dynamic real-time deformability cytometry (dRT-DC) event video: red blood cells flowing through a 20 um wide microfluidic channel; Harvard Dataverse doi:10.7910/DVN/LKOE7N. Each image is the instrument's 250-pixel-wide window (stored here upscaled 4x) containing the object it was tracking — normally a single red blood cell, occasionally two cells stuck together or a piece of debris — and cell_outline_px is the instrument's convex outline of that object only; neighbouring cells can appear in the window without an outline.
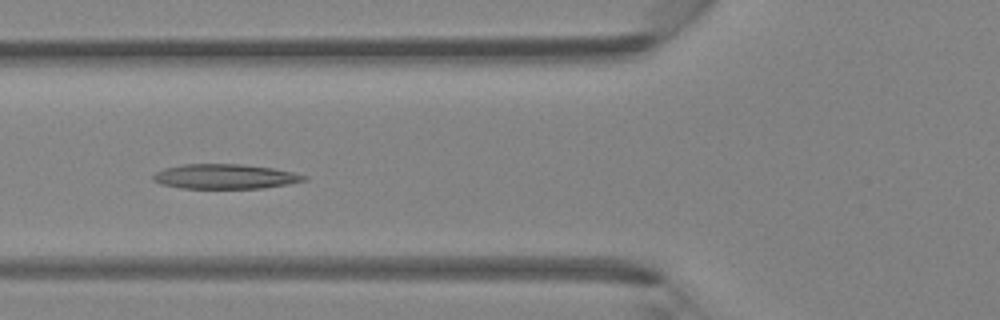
{"species": "Egyptian fruit bat (a non-hibernating species)", "species_latin": "Rousettus aegyptiacus", "temperature_condition": "room temperature", "stored_images_in_passage": 46, "camera_frame_rate_fps": 3000, "um_per_image_px": 0.085, "animal": {"sex": "female"}, "frame": {"image": 1, "passage_image": 17, "time_ms": 5.333, "image_size_px": [1000, 320], "cell_outline_px": [[308, 180], [288, 184], [264, 188], [180, 188], [160, 184], [152, 180], [152, 176], [156, 172], [164, 168], [180, 164], [244, 164], [272, 168], [292, 172], [308, 176]], "centroid_in_image_um": [19.11, 15.0], "position_along_channel_um": 106.7, "area_um2": 21.91}}
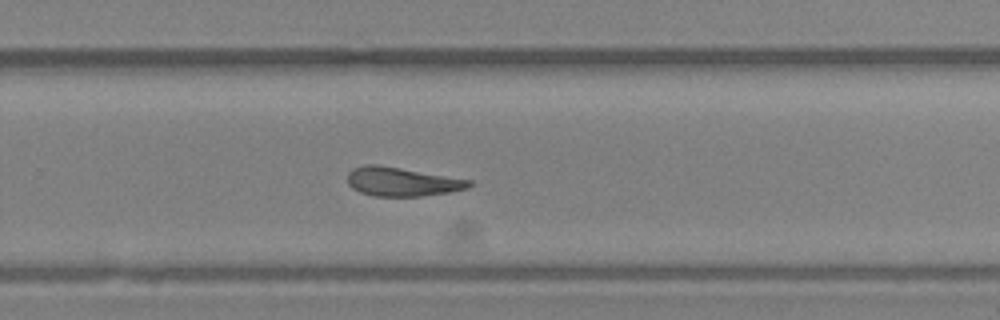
{"frame": {"image": 2, "passage_image": 30, "time_ms": 9.667, "image_size_px": [1000, 320], "cell_outline_px": [[472, 184], [468, 188], [448, 192], [420, 196], [372, 196], [360, 192], [352, 188], [348, 184], [348, 172], [352, 168], [364, 164], [376, 164], [472, 180]], "centroid_in_image_um": [34.13, 15.44], "position_along_channel_um": 295.7, "area_um2": 20.4}}
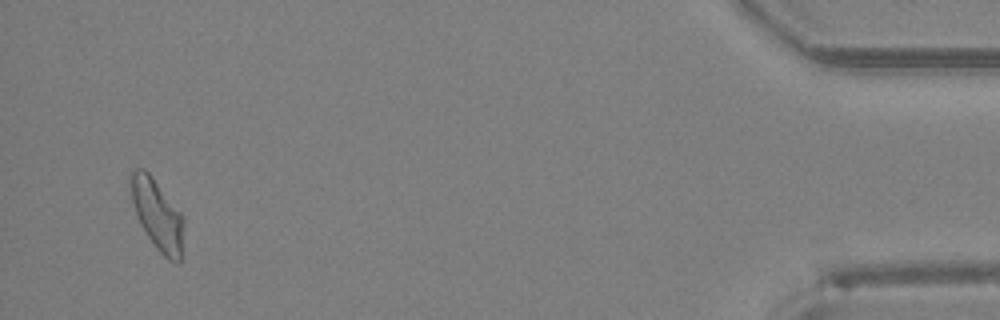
{"frame": {"image": 3, "passage_image": 44, "time_ms": 14.333, "image_size_px": [1000, 320], "cell_outline_px": [[184, 220], [180, 264], [176, 264], [168, 260], [156, 248], [140, 224], [132, 200], [128, 180], [132, 168], [144, 168], [152, 176], [184, 216]], "centroid_in_image_um": [13.37, 18.22], "position_along_channel_um": 421.8, "area_um2": 21.96}}